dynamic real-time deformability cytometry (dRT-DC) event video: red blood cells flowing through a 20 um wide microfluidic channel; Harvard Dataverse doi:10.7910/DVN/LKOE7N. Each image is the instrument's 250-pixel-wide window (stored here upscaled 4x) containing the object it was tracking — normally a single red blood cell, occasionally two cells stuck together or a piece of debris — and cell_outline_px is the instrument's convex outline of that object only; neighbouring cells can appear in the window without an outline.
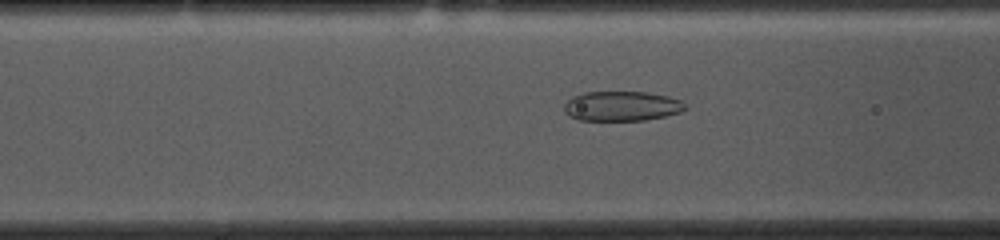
{"species": "common noctule bat (a hibernating species)", "species_latin": "Nyctalus noctula", "temperature_condition": "cold", "stored_images_in_passage": 53, "camera_frame_rate_fps": 3000, "um_per_image_px": 0.085, "animal": {"sex": "female", "body_mass_g": 10.0, "forearm_length_mm": 53.1}, "frame": {"image": 1, "passage_image": 19, "time_ms": 6.0, "image_size_px": [1000, 240], "cell_outline_px": [[688, 108], [680, 112], [664, 116], [644, 120], [580, 120], [564, 112], [564, 104], [572, 96], [584, 92], [648, 92], [668, 96], [680, 100], [688, 104]], "centroid_in_image_um": [52.88, 9.01], "position_along_channel_um": 113.7, "area_um2": 21.04}}
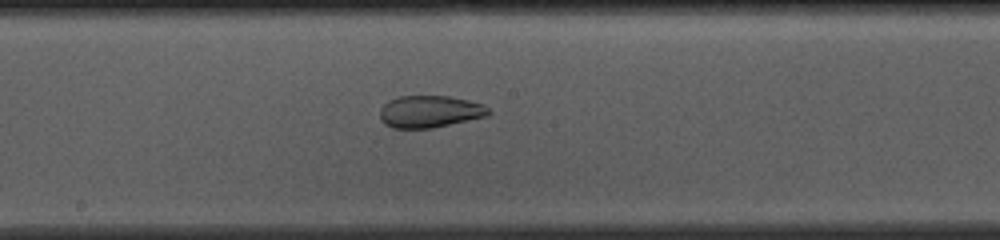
{"frame": {"image": 2, "passage_image": 27, "time_ms": 8.667, "image_size_px": [1000, 240], "cell_outline_px": [[492, 112], [488, 116], [432, 128], [392, 128], [384, 124], [380, 120], [380, 108], [388, 100], [400, 96], [448, 96], [468, 100], [484, 104]], "centroid_in_image_um": [36.53, 9.48], "position_along_channel_um": 211.7, "area_um2": 20.46}}
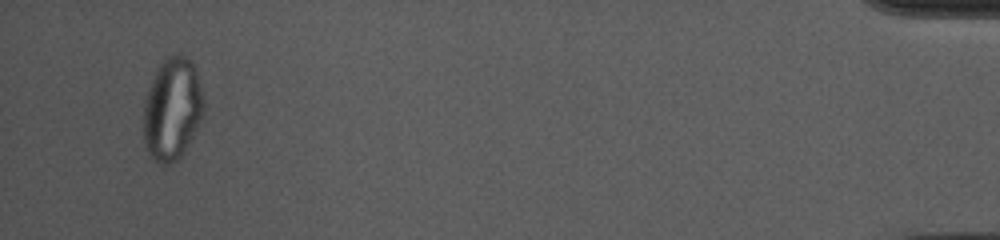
{"frame": {"image": 3, "passage_image": 51, "time_ms": 16.667, "image_size_px": [1000, 240], "cell_outline_px": [[204, 116], [180, 156], [176, 160], [168, 164], [156, 164], [152, 160], [148, 152], [144, 140], [144, 104], [156, 68], [168, 56], [184, 56], [192, 60], [200, 84], [204, 100]], "centroid_in_image_um": [14.65, 9.28], "position_along_channel_um": 420.6, "area_um2": 35.66}, "authors_computed_cell_mechanics": {"area_um2": 27.5706, "velocity_mm_per_s": 3.6725, "shape_relaxation_time_tau1_ms": null, "shape_relaxation_time_tau2_ms": 2.0506, "deformation_change_tau1": null, "deformation_change_tau2": 0.0717}}